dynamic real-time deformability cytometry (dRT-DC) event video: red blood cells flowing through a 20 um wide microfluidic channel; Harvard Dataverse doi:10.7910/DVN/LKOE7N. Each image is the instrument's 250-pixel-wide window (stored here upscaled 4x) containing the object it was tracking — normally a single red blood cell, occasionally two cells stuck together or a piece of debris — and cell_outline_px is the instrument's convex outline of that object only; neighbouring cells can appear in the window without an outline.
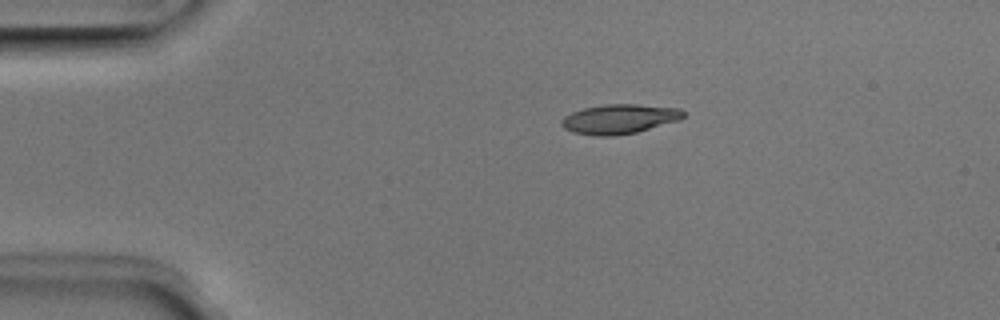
{"species": "Egyptian fruit bat (a non-hibernating species)", "species_latin": "Rousettus aegyptiacus", "temperature_condition": "room temperature", "stored_images_in_passage": 4, "camera_frame_rate_fps": 3000, "um_per_image_px": 0.085, "animal": {"sex": "male"}, "frame": {"image": 1, "passage_image": 1, "time_ms": 0.0, "image_size_px": [1000, 320], "cell_outline_px": [[684, 116], [680, 120], [636, 132], [616, 136], [592, 136], [572, 132], [564, 128], [560, 124], [560, 120], [564, 116], [572, 112], [584, 108], [604, 104], [636, 104], [680, 108], [684, 112]], "centroid_in_image_um": [52.62, 10.12], "position_along_channel_um": 32.4, "area_um2": 21.15}}